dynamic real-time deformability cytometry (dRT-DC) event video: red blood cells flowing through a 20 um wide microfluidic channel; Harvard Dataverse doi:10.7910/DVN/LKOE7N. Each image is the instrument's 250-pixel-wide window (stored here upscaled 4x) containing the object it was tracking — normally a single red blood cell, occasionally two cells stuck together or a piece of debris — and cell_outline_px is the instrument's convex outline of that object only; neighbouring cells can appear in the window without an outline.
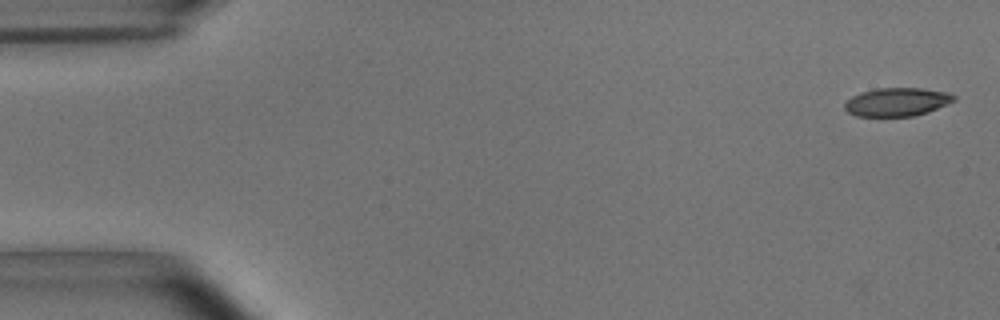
{"species": "common noctule bat (a hibernating species)", "species_latin": "Nyctalus noctula", "temperature_condition": "room temperature", "stored_images_in_passage": 54, "camera_frame_rate_fps": 3000, "um_per_image_px": 0.085, "animal": {"sex": "male", "body_mass_g": 15.6}, "frame": {"image": 1, "passage_image": 2, "time_ms": 0.333, "image_size_px": [1000, 320], "cell_outline_px": [[956, 100], [928, 112], [912, 116], [856, 116], [848, 112], [844, 108], [844, 104], [852, 96], [860, 92], [876, 88], [924, 88], [948, 92], [956, 96]], "centroid_in_image_um": [76.25, 8.66], "position_along_channel_um": 8.7, "area_um2": 18.15}}
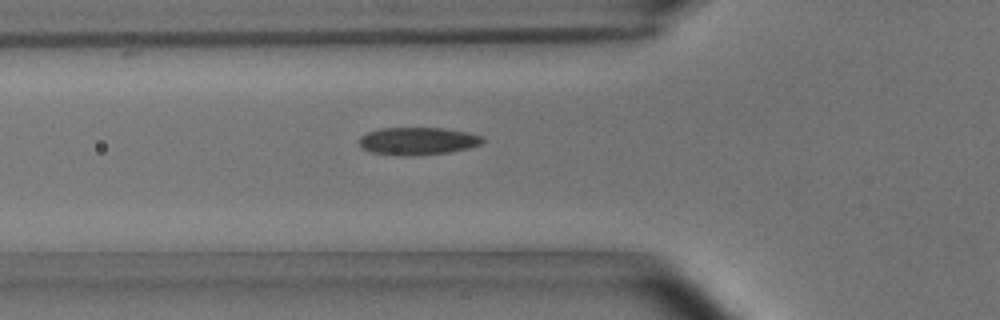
{"frame": {"image": 2, "passage_image": 19, "time_ms": 6.0, "image_size_px": [1000, 320], "cell_outline_px": [[484, 140], [480, 144], [468, 148], [448, 152], [412, 156], [400, 156], [372, 152], [360, 148], [356, 140], [360, 136], [368, 132], [380, 128], [444, 128], [468, 132], [484, 136]], "centroid_in_image_um": [35.46, 11.99], "position_along_channel_um": 90.3, "area_um2": 20.11}}
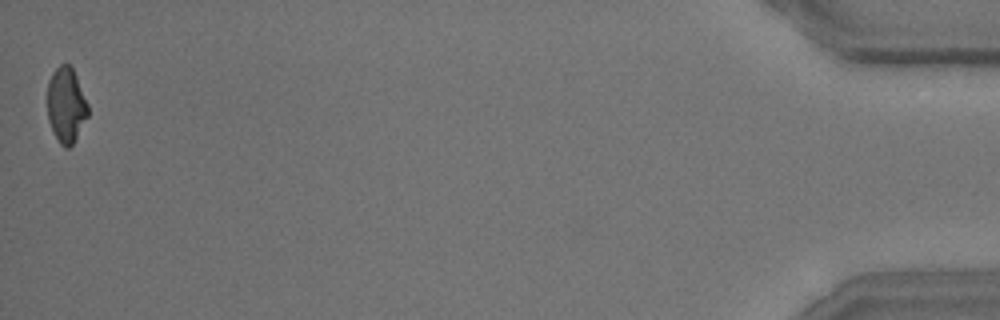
{"frame": {"image": 3, "passage_image": 54, "time_ms": 17.667, "image_size_px": [1000, 320], "cell_outline_px": [[88, 116], [72, 144], [68, 148], [64, 148], [60, 144], [48, 120], [48, 80], [52, 72], [60, 64], [68, 64], [72, 68], [76, 76], [88, 104]], "centroid_in_image_um": [5.62, 8.92], "position_along_channel_um": 429.6, "area_um2": 17.57}, "authors_computed_cell_mechanics": {"area_um2": 19.1896, "velocity_mm_per_s": 3.6963, "shape_relaxation_time_tau1_ms": 7.7207, "shape_relaxation_time_tau2_ms": 2.1394, "deformation_change_tau1": 0.178, "deformation_change_tau2": 0.0873}}